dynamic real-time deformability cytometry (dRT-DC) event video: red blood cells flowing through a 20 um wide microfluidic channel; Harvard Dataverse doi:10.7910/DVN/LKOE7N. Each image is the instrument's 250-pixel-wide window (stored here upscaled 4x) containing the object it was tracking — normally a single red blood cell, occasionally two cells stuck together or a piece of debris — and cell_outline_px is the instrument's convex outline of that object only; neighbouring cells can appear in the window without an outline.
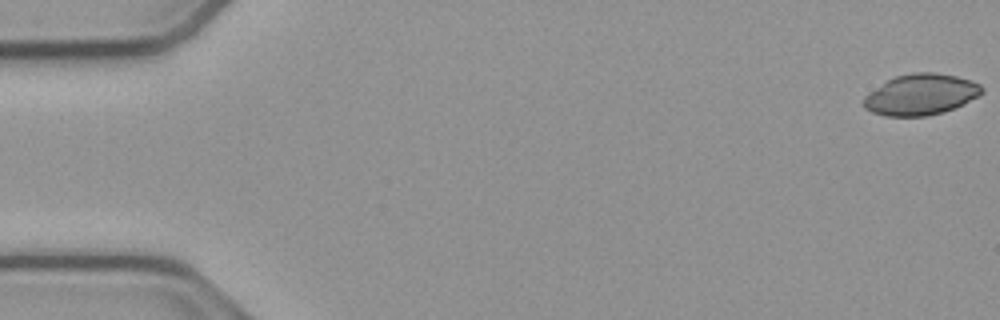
{"species": "common noctule bat (a hibernating species)", "species_latin": "Nyctalus noctula", "temperature_condition": "cold", "stored_images_in_passage": 54, "camera_frame_rate_fps": 3000, "um_per_image_px": 0.085, "animal": {"sex": "male", "body_mass_g": 23.1, "forearm_length_mm": 52.7}, "frame": {"image": 1, "passage_image": 1, "time_ms": 0.0, "image_size_px": [1000, 320], "cell_outline_px": [[984, 92], [964, 104], [928, 116], [888, 116], [872, 112], [864, 108], [864, 96], [888, 80], [896, 76], [912, 72], [932, 72], [956, 76], [972, 80], [980, 84], [984, 88]], "centroid_in_image_um": [78.29, 8.03], "position_along_channel_um": 6.7, "area_um2": 28.03}}
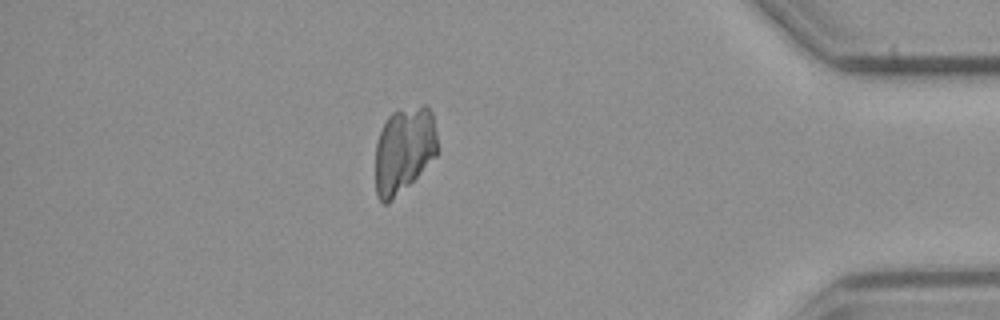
{"frame": {"image": 2, "passage_image": 47, "time_ms": 15.333, "image_size_px": [1000, 320], "cell_outline_px": [[436, 156], [388, 204], [384, 204], [376, 196], [376, 144], [380, 132], [388, 116], [392, 112], [424, 104], [432, 112], [436, 132]], "centroid_in_image_um": [34.32, 12.74], "position_along_channel_um": 400.9, "area_um2": 30.69}}